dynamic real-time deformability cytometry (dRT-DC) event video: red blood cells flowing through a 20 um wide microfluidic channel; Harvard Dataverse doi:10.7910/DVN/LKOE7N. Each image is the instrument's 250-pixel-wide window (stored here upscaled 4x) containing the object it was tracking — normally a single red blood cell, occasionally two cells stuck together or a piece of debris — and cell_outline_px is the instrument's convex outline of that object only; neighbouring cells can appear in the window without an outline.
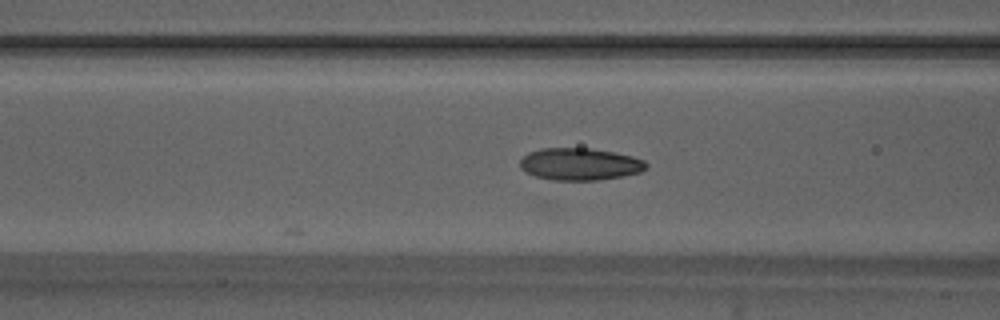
{"species": "Egyptian fruit bat (a non-hibernating species)", "species_latin": "Rousettus aegyptiacus", "temperature_condition": "warm", "stored_images_in_passage": 29, "camera_frame_rate_fps": 3000, "um_per_image_px": 0.085, "animal": {"sex": "male"}, "frame": {"image": 1, "passage_image": 6, "time_ms": 1.667, "image_size_px": [1000, 320], "cell_outline_px": [[648, 164], [640, 172], [620, 176], [596, 180], [552, 180], [536, 176], [524, 172], [520, 168], [520, 160], [528, 152], [540, 148], [592, 148], [632, 156], [644, 160]], "centroid_in_image_um": [49.24, 13.94], "position_along_channel_um": 117.4, "area_um2": 23.58}}
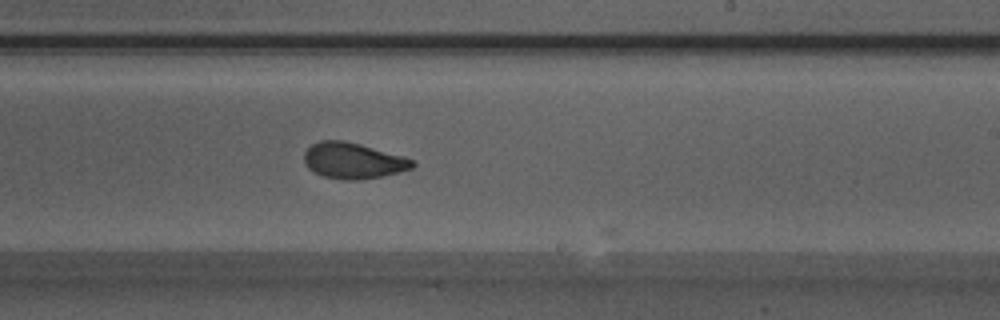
{"frame": {"image": 2, "passage_image": 17, "time_ms": 5.333, "image_size_px": [1000, 320], "cell_outline_px": [[416, 164], [412, 168], [380, 176], [360, 180], [340, 180], [324, 176], [308, 168], [304, 164], [304, 152], [312, 144], [320, 140], [344, 140], [360, 144], [400, 156], [412, 160]], "centroid_in_image_um": [29.95, 13.66], "position_along_channel_um": 259.1, "area_um2": 22.37}}
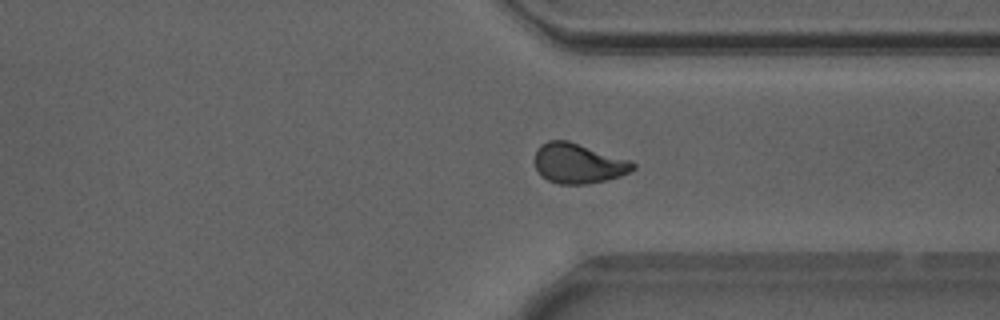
{"frame": {"image": 3, "passage_image": 25, "time_ms": 8.0, "image_size_px": [1000, 320], "cell_outline_px": [[636, 168], [620, 176], [608, 180], [588, 184], [560, 184], [548, 180], [540, 176], [536, 168], [536, 152], [540, 144], [548, 140], [568, 140], [632, 160], [636, 164]], "centroid_in_image_um": [49.19, 13.88], "position_along_channel_um": 362.2, "area_um2": 23.12}}